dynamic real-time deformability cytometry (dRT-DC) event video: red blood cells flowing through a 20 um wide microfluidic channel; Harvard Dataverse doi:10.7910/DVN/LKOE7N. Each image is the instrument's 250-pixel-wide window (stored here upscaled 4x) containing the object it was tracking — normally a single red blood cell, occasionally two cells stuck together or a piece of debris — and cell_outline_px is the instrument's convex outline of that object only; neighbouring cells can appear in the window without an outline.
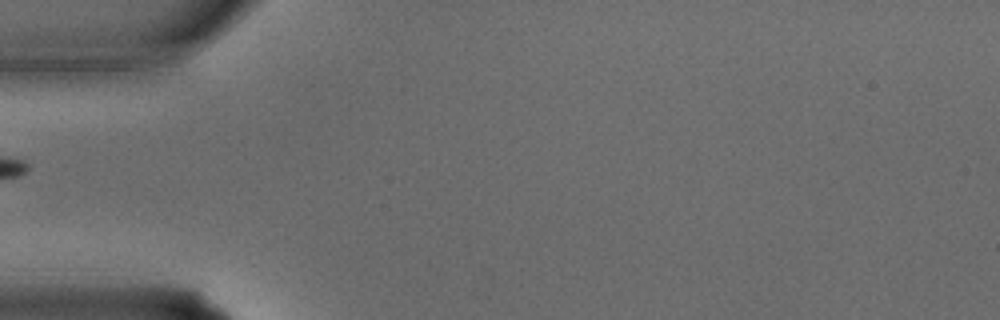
{"species": "common noctule bat (a hibernating species)", "species_latin": "Nyctalus noctula", "temperature_condition": "warm", "stored_images_in_passage": 3, "camera_frame_rate_fps": 3000, "um_per_image_px": 0.085, "animal": {"sex": "male", "body_mass_g": 15.6}, "frame": {"image": 1, "passage_image": 1, "time_ms": 0.0, "image_size_px": [1000, 320], "cell_outline_px": [[144, 220], [104, 228], [100, 228], [40, 224], [12, 220], [12, 216], [24, 208], [56, 200], [112, 208], [128, 212], [140, 216]], "centroid_in_image_um": [6.37, 18.29], "position_along_channel_um": 78.6, "area_um2": 16.99}}